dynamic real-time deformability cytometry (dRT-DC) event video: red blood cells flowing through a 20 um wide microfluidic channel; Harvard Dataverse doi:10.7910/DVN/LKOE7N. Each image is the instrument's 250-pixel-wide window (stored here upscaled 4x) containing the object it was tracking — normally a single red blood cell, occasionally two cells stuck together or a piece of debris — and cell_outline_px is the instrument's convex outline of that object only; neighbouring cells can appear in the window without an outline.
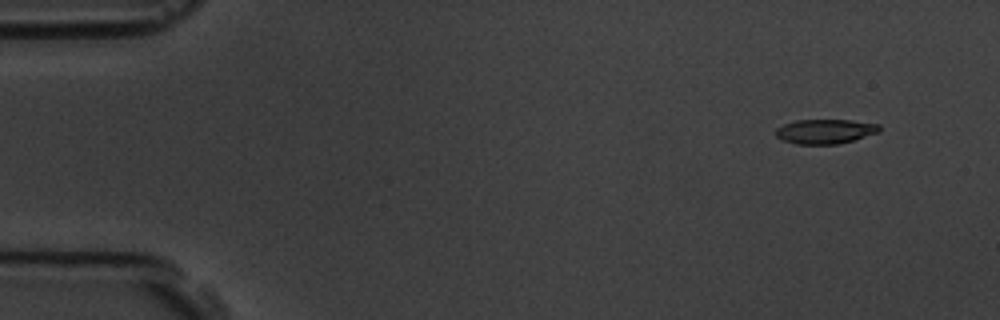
{"species": "common noctule bat (a hibernating species)", "species_latin": "Nyctalus noctula", "temperature_condition": "room temperature", "stored_images_in_passage": 4, "camera_frame_rate_fps": 3000, "um_per_image_px": 0.085, "animal": {"sex": "male", "body_mass_g": 19.5, "forearm_length_mm": 54.6}, "frame": {"image": 1, "passage_image": 1, "time_ms": 0.0, "image_size_px": [1000, 320], "cell_outline_px": [[880, 132], [852, 140], [836, 144], [796, 144], [784, 140], [776, 136], [776, 128], [784, 124], [796, 120], [852, 120], [880, 124]], "centroid_in_image_um": [70.15, 11.16], "position_along_channel_um": 14.8, "area_um2": 14.74}}
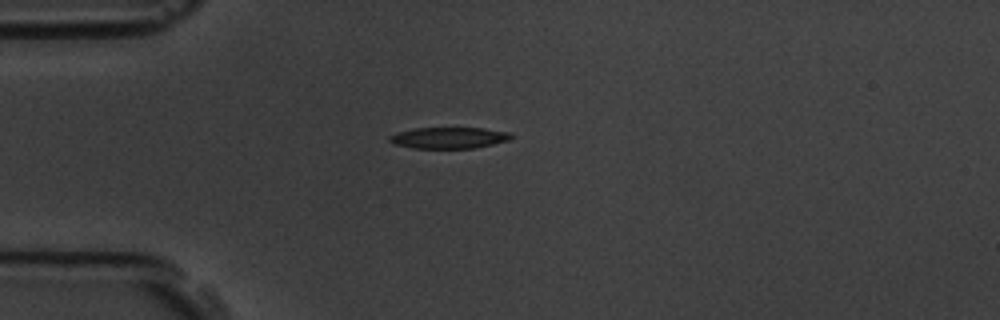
{"frame": {"image": 2, "passage_image": 4, "time_ms": 3.333, "image_size_px": [1000, 320], "cell_outline_px": [[512, 136], [508, 140], [492, 144], [472, 148], [412, 148], [392, 144], [388, 140], [388, 136], [396, 132], [416, 128], [484, 128], [512, 132]], "centroid_in_image_um": [38.11, 11.71], "position_along_channel_um": 46.9, "area_um2": 15.14}}